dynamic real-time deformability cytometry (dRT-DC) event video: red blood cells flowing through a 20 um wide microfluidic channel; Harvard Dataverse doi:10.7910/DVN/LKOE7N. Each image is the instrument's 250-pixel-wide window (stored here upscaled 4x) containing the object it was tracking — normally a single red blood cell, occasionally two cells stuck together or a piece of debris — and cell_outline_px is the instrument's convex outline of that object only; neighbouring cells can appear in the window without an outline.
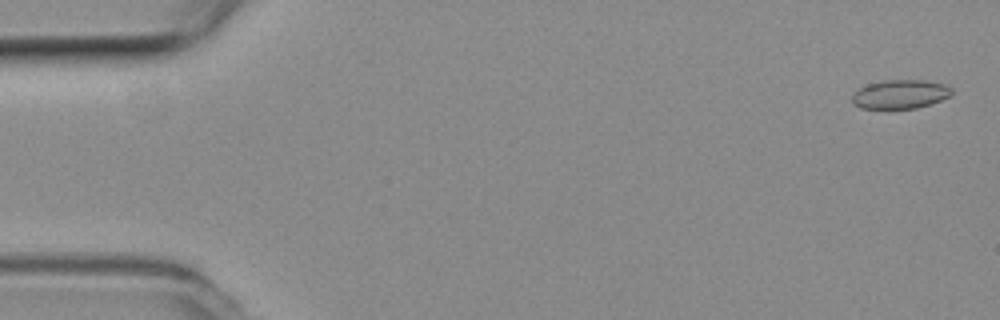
{"species": "common noctule bat (a hibernating species)", "species_latin": "Nyctalus noctula", "temperature_condition": "room temperature", "stored_images_in_passage": 54, "camera_frame_rate_fps": 3000, "um_per_image_px": 0.085, "animal": {"sex": "female", "body_mass_g": 19.3, "forearm_length_mm": 54.1}, "frame": {"image": 1, "passage_image": 2, "time_ms": 0.333, "image_size_px": [1000, 320], "cell_outline_px": [[952, 96], [916, 108], [888, 112], [860, 108], [852, 100], [852, 92], [868, 84], [884, 80], [928, 80], [944, 84], [952, 88]], "centroid_in_image_um": [76.49, 8.05], "position_along_channel_um": 8.5, "area_um2": 17.51}}
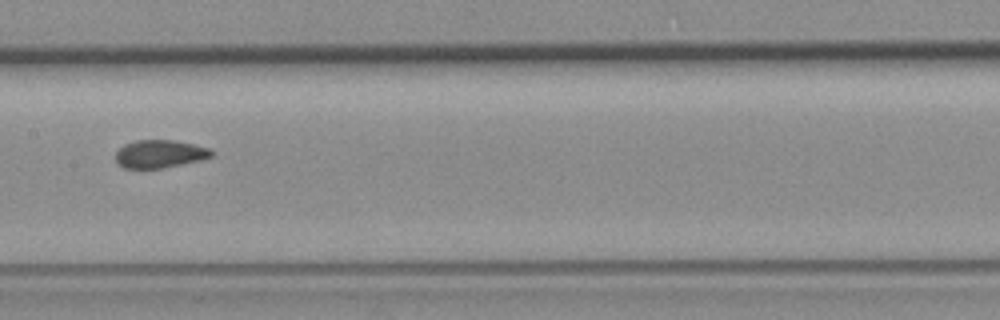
{"frame": {"image": 2, "passage_image": 27, "time_ms": 8.667, "image_size_px": [1000, 320], "cell_outline_px": [[212, 156], [200, 160], [160, 168], [124, 168], [116, 164], [116, 152], [124, 144], [136, 140], [172, 140], [192, 144], [208, 148], [212, 152]], "centroid_in_image_um": [13.52, 13.08], "position_along_channel_um": 193.9, "area_um2": 15.37}}
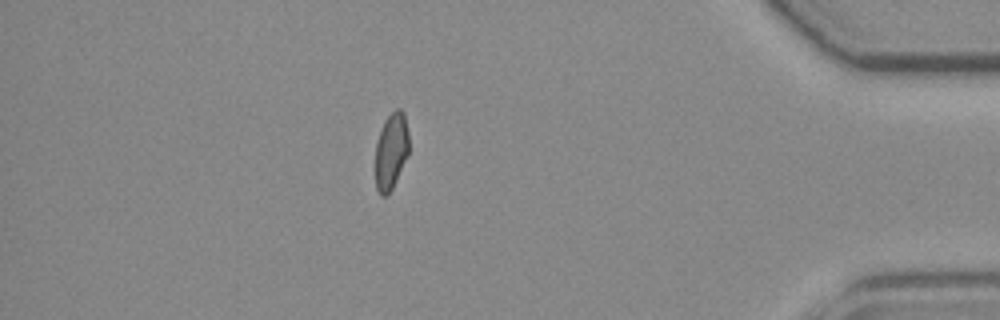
{"frame": {"image": 3, "passage_image": 47, "time_ms": 15.333, "image_size_px": [1000, 320], "cell_outline_px": [[408, 152], [392, 188], [384, 196], [380, 196], [376, 188], [376, 144], [380, 128], [384, 120], [396, 108], [400, 108], [404, 112], [408, 132]], "centroid_in_image_um": [33.23, 12.79], "position_along_channel_um": 402.0, "area_um2": 14.74}, "authors_computed_cell_mechanics": {"area_um2": 16.2707, "velocity_mm_per_s": 3.826, "shape_relaxation_time_tau1_ms": null, "shape_relaxation_time_tau2_ms": 0.9818, "deformation_change_tau1": null, "deformation_change_tau2": 0.0546}}